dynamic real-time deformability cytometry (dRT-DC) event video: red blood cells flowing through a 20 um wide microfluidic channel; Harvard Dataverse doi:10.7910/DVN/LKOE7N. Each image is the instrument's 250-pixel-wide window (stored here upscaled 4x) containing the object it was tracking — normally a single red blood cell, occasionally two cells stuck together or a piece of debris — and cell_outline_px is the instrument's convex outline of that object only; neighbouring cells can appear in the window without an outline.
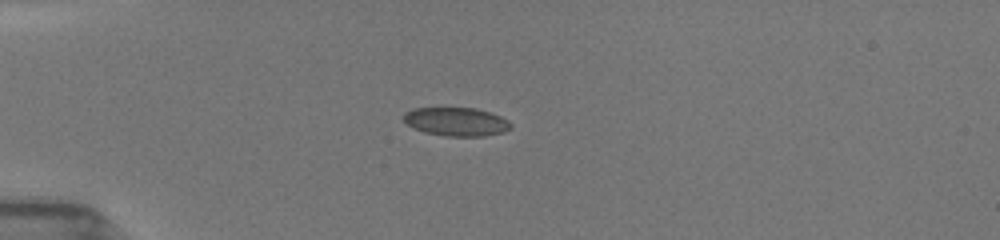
{"species": "common noctule bat (a hibernating species)", "species_latin": "Nyctalus noctula", "temperature_condition": "room temperature", "stored_images_in_passage": 47, "camera_frame_rate_fps": 3000, "um_per_image_px": 0.085, "animal": {"sex": "female", "body_mass_g": 19.5, "forearm_length_mm": 54.1}, "frame": {"image": 1, "passage_image": 9, "time_ms": 2.667, "image_size_px": [1000, 240], "cell_outline_px": [[512, 128], [504, 132], [484, 136], [444, 136], [424, 132], [412, 128], [404, 120], [404, 112], [412, 108], [476, 108], [492, 112], [508, 120], [512, 124]], "centroid_in_image_um": [38.8, 10.34], "position_along_channel_um": 46.2, "area_um2": 18.03}}
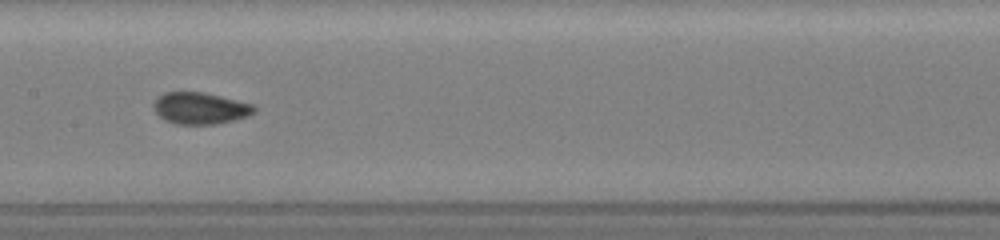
{"frame": {"image": 2, "passage_image": 22, "time_ms": 7.0, "image_size_px": [1000, 240], "cell_outline_px": [[256, 112], [248, 116], [216, 124], [176, 124], [164, 120], [152, 108], [152, 104], [156, 96], [164, 92], [204, 92], [256, 104]], "centroid_in_image_um": [17.01, 9.19], "position_along_channel_um": 190.4, "area_um2": 18.9}}
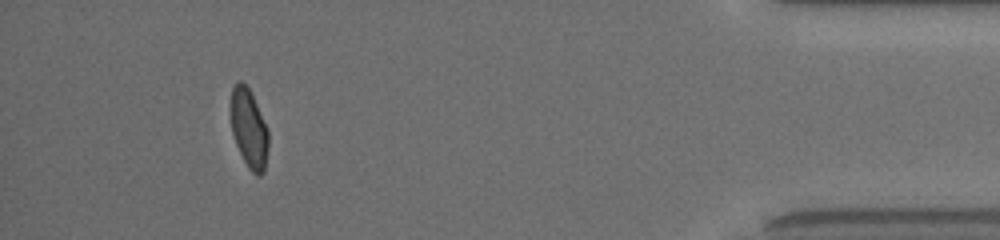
{"frame": {"image": 3, "passage_image": 43, "time_ms": 14.0, "image_size_px": [1000, 240], "cell_outline_px": [[268, 148], [264, 172], [260, 176], [256, 176], [248, 168], [236, 144], [232, 132], [228, 108], [232, 88], [236, 80], [240, 80], [248, 88], [268, 128]], "centroid_in_image_um": [21.12, 10.91], "position_along_channel_um": 414.1, "area_um2": 17.63}, "authors_computed_cell_mechanics": {"area_um2": 17.9758, "velocity_mm_per_s": 3.9671, "shape_relaxation_time_tau1_ms": 6.4005, "shape_relaxation_time_tau2_ms": 0.9303, "deformation_change_tau1": 0.1556, "deformation_change_tau2": 0.042}}